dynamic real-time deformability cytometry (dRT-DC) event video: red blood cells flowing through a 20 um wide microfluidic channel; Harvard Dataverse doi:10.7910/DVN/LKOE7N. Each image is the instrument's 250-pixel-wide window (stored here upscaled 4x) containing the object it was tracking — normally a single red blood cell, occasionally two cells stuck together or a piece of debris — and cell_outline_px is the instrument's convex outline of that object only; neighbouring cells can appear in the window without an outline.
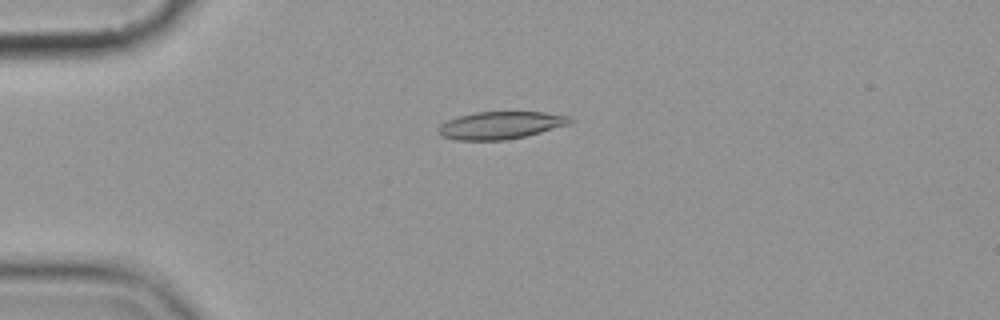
{"species": "common noctule bat (a hibernating species)", "species_latin": "Nyctalus noctula", "temperature_condition": "cold", "stored_images_in_passage": 2, "camera_frame_rate_fps": 3000, "um_per_image_px": 0.085, "animal": {"sex": "female", "body_mass_g": 19.9}, "frame": {"image": 1, "passage_image": 1, "time_ms": 0.0, "image_size_px": [1000, 320], "cell_outline_px": [[576, 120], [568, 124], [540, 132], [524, 136], [504, 140], [456, 140], [440, 136], [436, 132], [436, 128], [440, 124], [448, 120], [460, 116], [476, 112], [544, 112], [568, 116]], "centroid_in_image_um": [42.5, 10.65], "position_along_channel_um": 42.5, "area_um2": 21.04}}